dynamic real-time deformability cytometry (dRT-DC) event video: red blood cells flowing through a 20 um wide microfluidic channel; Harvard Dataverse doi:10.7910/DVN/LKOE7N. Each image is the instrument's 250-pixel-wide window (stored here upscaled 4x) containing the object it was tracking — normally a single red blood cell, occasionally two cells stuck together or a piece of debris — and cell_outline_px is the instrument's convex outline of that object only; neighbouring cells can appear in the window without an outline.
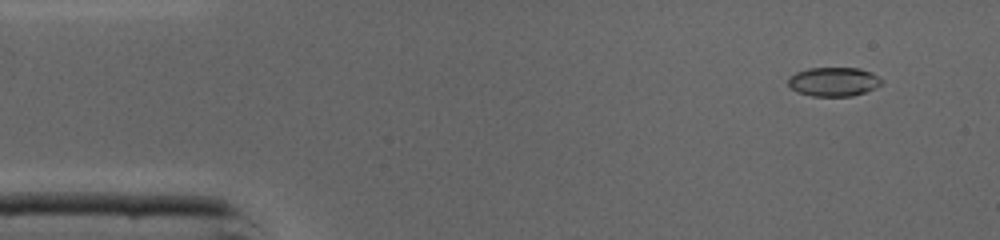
{"species": "common noctule bat (a hibernating species)", "species_latin": "Nyctalus noctula", "temperature_condition": "cold", "stored_images_in_passage": 46, "camera_frame_rate_fps": 3000, "um_per_image_px": 0.085, "animal": {"sex": "male", "body_mass_g": 19.0, "forearm_length_mm": 50.8}, "frame": {"image": 1, "passage_image": 4, "time_ms": 1.0, "image_size_px": [1000, 240], "cell_outline_px": [[884, 80], [876, 88], [852, 96], [812, 96], [796, 92], [788, 84], [788, 76], [796, 72], [808, 68], [860, 68], [872, 72]], "centroid_in_image_um": [70.86, 6.94], "position_along_channel_um": 14.1, "area_um2": 15.95}}
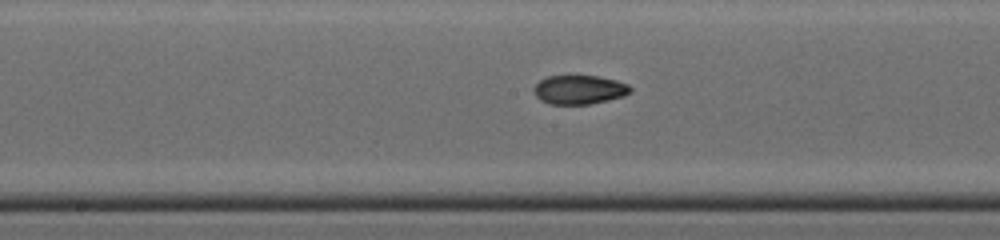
{"frame": {"image": 2, "passage_image": 23, "time_ms": 7.333, "image_size_px": [1000, 240], "cell_outline_px": [[632, 92], [624, 96], [592, 104], [548, 104], [540, 100], [536, 96], [532, 88], [540, 80], [548, 76], [600, 76], [616, 80], [628, 84], [632, 88]], "centroid_in_image_um": [49.25, 7.63], "position_along_channel_um": 198.9, "area_um2": 16.47}}
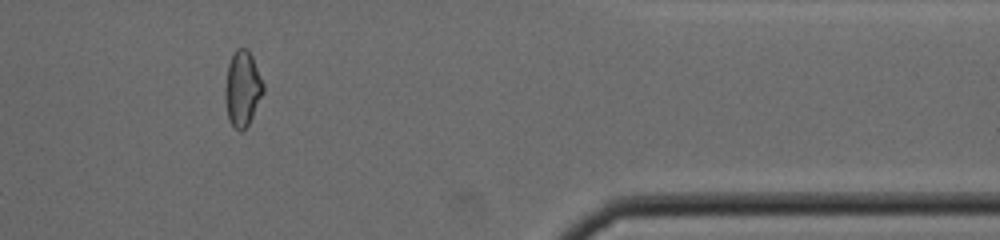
{"frame": {"image": 3, "passage_image": 38, "time_ms": 12.333, "image_size_px": [1000, 240], "cell_outline_px": [[264, 92], [248, 124], [240, 132], [228, 120], [224, 96], [224, 88], [228, 64], [236, 48], [248, 48], [252, 56], [264, 84]], "centroid_in_image_um": [20.6, 7.51], "position_along_channel_um": 390.8, "area_um2": 16.76}, "authors_computed_cell_mechanics": {"area_um2": 16.5886, "velocity_mm_per_s": 4.395, "shape_relaxation_time_tau1_ms": null, "shape_relaxation_time_tau2_ms": 2.7157, "deformation_change_tau1": null, "deformation_change_tau2": 0.0738}}